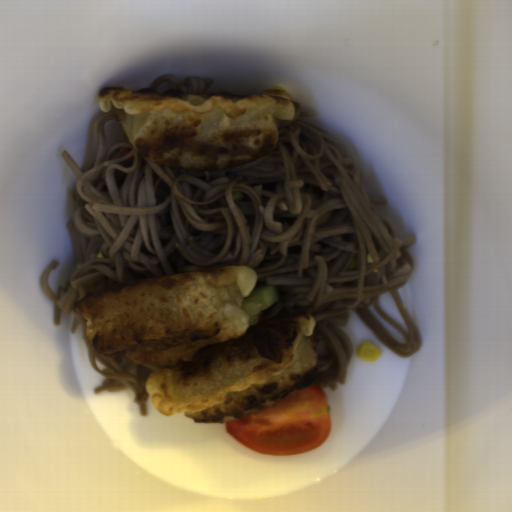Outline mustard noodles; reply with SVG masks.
<instances>
[{"mask_svg": "<svg viewBox=\"0 0 512 512\" xmlns=\"http://www.w3.org/2000/svg\"><path fill=\"white\" fill-rule=\"evenodd\" d=\"M292 102V101H291ZM292 120L274 122L276 148L255 162L219 171H191L153 164L129 141L106 151L104 126L113 109L93 123L97 160L82 171L69 151L61 158L76 180L68 188L72 210L67 229L77 264L53 293L54 325L83 298L113 284L220 266H247L257 282L279 290L289 311L316 319L309 340L317 353L311 384L336 391L345 385L354 346L342 329L354 311L372 335L396 356L409 357L421 337L399 295L411 278L408 249L416 236L398 238L371 196L345 145L327 130L298 121L314 117L292 102ZM132 151L122 158L125 148ZM243 193L233 201L232 193ZM371 254L374 264H368ZM390 292L409 332L378 306ZM405 338L399 343L372 315L369 305Z\"/></svg>", "mask_w": 512, "mask_h": 512, "instance_id": "mustard-noodles-1", "label": "mustard noodles"}, {"mask_svg": "<svg viewBox=\"0 0 512 512\" xmlns=\"http://www.w3.org/2000/svg\"><path fill=\"white\" fill-rule=\"evenodd\" d=\"M80 325L82 339L86 344L87 356L94 370L105 377L100 387L94 389V394L103 391L120 392L131 389L134 394V403L138 405L141 416L147 417L151 394L145 388L147 378L157 371V366L147 363L136 364L123 358H105L98 354L87 339V320L85 317L75 315L70 333L75 332Z\"/></svg>", "mask_w": 512, "mask_h": 512, "instance_id": "mustard-noodles-2", "label": "mustard noodles"}, {"mask_svg": "<svg viewBox=\"0 0 512 512\" xmlns=\"http://www.w3.org/2000/svg\"><path fill=\"white\" fill-rule=\"evenodd\" d=\"M162 82L173 83V90H181L189 94H206L207 91L212 87L215 80L214 78L208 77H189L183 81H179L171 74H165L157 78L149 89H153L157 92Z\"/></svg>", "mask_w": 512, "mask_h": 512, "instance_id": "mustard-noodles-3", "label": "mustard noodles"}]
</instances>
